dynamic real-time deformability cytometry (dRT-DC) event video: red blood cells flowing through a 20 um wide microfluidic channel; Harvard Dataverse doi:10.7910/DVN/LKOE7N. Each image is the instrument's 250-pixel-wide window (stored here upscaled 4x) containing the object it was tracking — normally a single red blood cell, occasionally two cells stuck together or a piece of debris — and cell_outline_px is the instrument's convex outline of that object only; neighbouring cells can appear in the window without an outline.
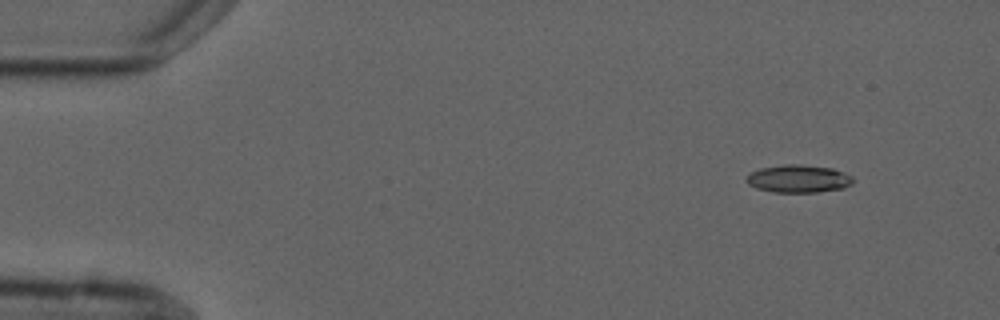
{"species": "common noctule bat (a hibernating species)", "species_latin": "Nyctalus noctula", "temperature_condition": "cold", "stored_images_in_passage": 6, "camera_frame_rate_fps": 3000, "um_per_image_px": 0.085, "animal": {"sex": "male", "forearm_length_mm": 52.5}, "frame": {"image": 1, "passage_image": 1, "time_ms": 0.0, "image_size_px": [1000, 320], "cell_outline_px": [[856, 180], [852, 184], [844, 188], [816, 192], [772, 192], [756, 188], [748, 184], [744, 180], [752, 172], [760, 168], [784, 164], [800, 164], [832, 168], [852, 176]], "centroid_in_image_um": [67.88, 15.19], "position_along_channel_um": 17.1, "area_um2": 17.34}}
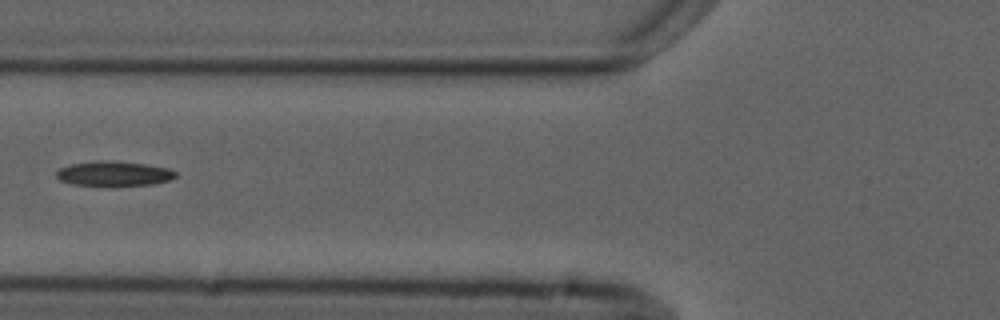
{"frame": {"image": 2, "passage_image": 5, "time_ms": 5.333, "image_size_px": [1000, 320], "cell_outline_px": [[176, 176], [172, 180], [152, 184], [72, 184], [60, 180], [56, 176], [56, 172], [60, 168], [68, 164], [96, 160], [112, 160], [148, 164], [168, 168], [176, 172]], "centroid_in_image_um": [9.69, 14.71], "position_along_channel_um": 116.1, "area_um2": 16.99}}
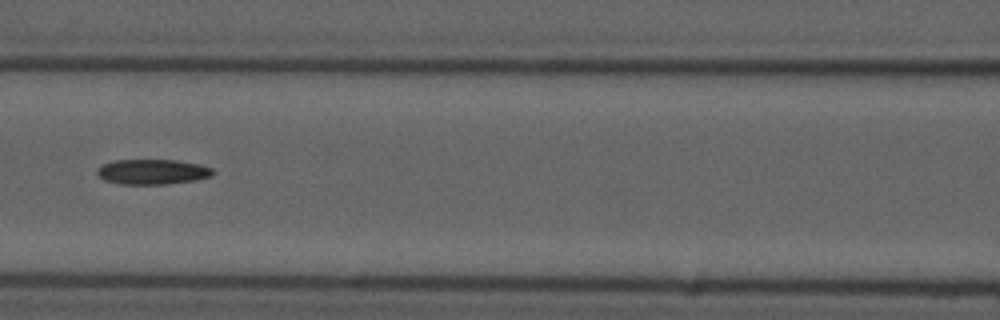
{"frame": {"image": 3, "passage_image": 6, "time_ms": 6.333, "image_size_px": [1000, 320], "cell_outline_px": [[216, 172], [212, 176], [196, 180], [168, 184], [120, 184], [104, 180], [96, 172], [104, 164], [116, 160], [176, 160], [200, 164], [212, 168]], "centroid_in_image_um": [13.02, 14.61], "position_along_channel_um": 153.6, "area_um2": 16.94}}